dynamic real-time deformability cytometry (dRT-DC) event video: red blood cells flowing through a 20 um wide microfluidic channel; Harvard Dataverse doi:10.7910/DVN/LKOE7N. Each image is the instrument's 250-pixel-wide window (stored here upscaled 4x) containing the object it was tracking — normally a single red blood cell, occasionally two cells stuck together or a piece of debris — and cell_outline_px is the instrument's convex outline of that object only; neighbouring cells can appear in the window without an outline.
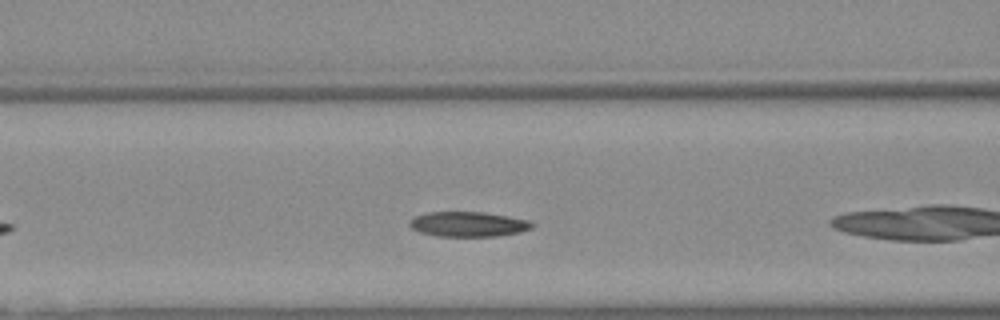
{"species": "Egyptian fruit bat (a non-hibernating species)", "species_latin": "Rousettus aegyptiacus", "temperature_condition": "warm", "stored_images_in_passage": 29, "camera_frame_rate_fps": 3000, "um_per_image_px": 0.085, "animal": {"sex": "female"}, "frame": {"image": 1, "passage_image": 5, "time_ms": 1.333, "image_size_px": [1000, 320], "cell_outline_px": [[532, 228], [520, 232], [496, 236], [440, 236], [420, 232], [412, 228], [408, 224], [416, 216], [428, 212], [484, 212], [528, 220], [532, 224]], "centroid_in_image_um": [39.79, 19.05], "position_along_channel_um": 126.8, "area_um2": 17.51}}
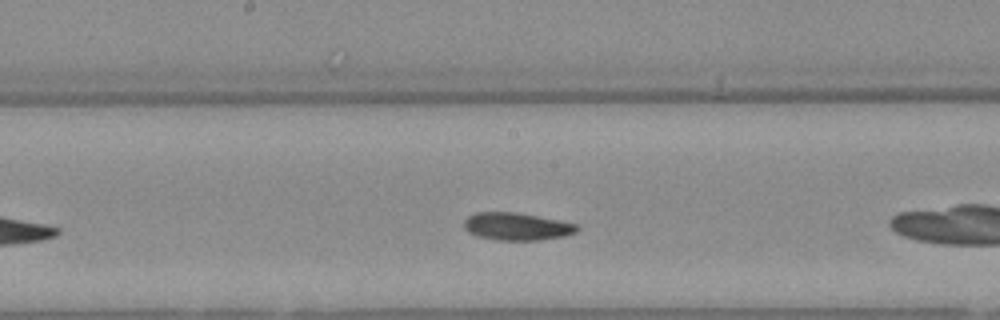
{"frame": {"image": 2, "passage_image": 11, "time_ms": 3.333, "image_size_px": [1000, 320], "cell_outline_px": [[580, 228], [576, 232], [564, 236], [540, 240], [496, 240], [476, 236], [468, 232], [464, 228], [464, 220], [468, 216], [476, 212], [516, 212], [576, 224]], "centroid_in_image_um": [43.88, 19.25], "position_along_channel_um": 204.3, "area_um2": 18.09}}
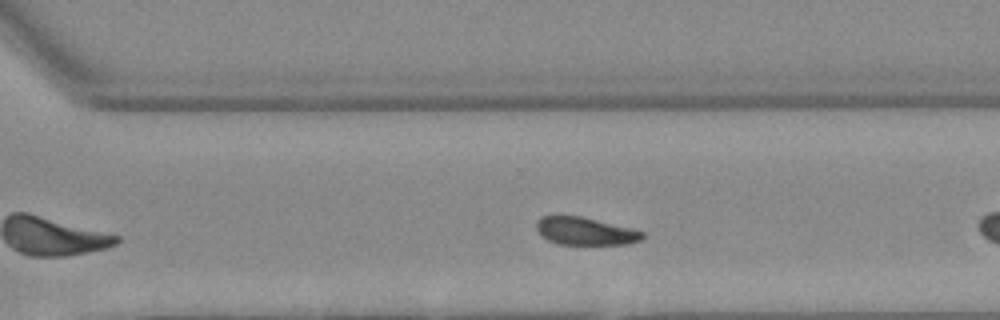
{"frame": {"image": 3, "passage_image": 20, "time_ms": 6.333, "image_size_px": [1000, 320], "cell_outline_px": [[644, 236], [640, 240], [628, 244], [560, 244], [548, 240], [536, 228], [536, 220], [540, 216], [580, 216], [632, 228], [644, 232]], "centroid_in_image_um": [49.75, 19.64], "position_along_channel_um": 320.8, "area_um2": 16.94}}